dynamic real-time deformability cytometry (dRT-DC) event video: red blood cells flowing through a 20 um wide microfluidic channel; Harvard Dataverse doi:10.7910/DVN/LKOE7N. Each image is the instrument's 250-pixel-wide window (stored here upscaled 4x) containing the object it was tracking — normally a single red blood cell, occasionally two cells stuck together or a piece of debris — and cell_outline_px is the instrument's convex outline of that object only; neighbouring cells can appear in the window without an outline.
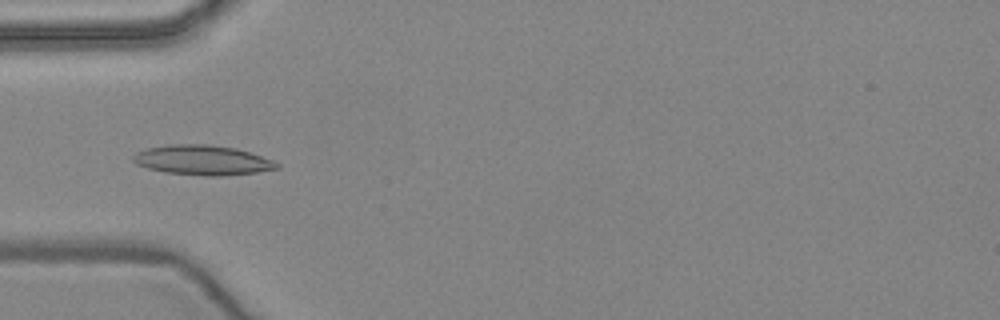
{"species": "common noctule bat (a hibernating species)", "species_latin": "Nyctalus noctula", "temperature_condition": "warm", "stored_images_in_passage": 52, "camera_frame_rate_fps": 3000, "um_per_image_px": 0.085, "animal": {"sex": "female", "body_mass_g": 24.6, "forearm_length_mm": 56.2}, "frame": {"image": 1, "passage_image": 17, "time_ms": 5.333, "image_size_px": [1000, 320], "cell_outline_px": [[280, 168], [256, 172], [220, 176], [208, 176], [164, 172], [148, 168], [136, 164], [132, 160], [132, 156], [136, 152], [148, 148], [172, 144], [208, 144], [236, 148], [272, 160], [280, 164]], "centroid_in_image_um": [17.2, 13.61], "position_along_channel_um": 67.8, "area_um2": 24.85}}
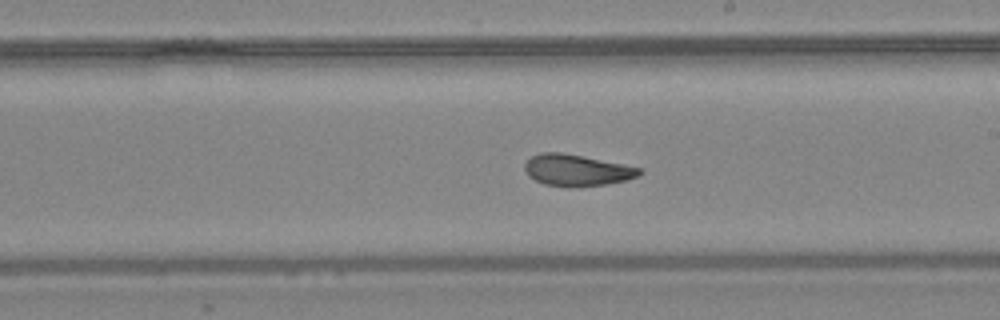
{"frame": {"image": 2, "passage_image": 30, "time_ms": 9.667, "image_size_px": [1000, 320], "cell_outline_px": [[644, 172], [636, 176], [624, 180], [604, 184], [580, 188], [568, 188], [544, 184], [528, 176], [524, 168], [524, 164], [532, 156], [540, 152], [560, 152], [624, 164], [644, 168]], "centroid_in_image_um": [49.02, 14.48], "position_along_channel_um": 240.0, "area_um2": 21.21}}
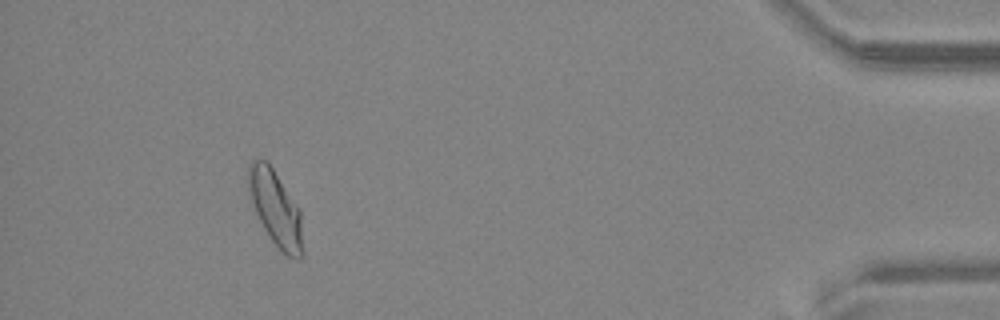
{"frame": {"image": 3, "passage_image": 48, "time_ms": 15.667, "image_size_px": [1000, 320], "cell_outline_px": [[304, 252], [300, 260], [296, 260], [288, 256], [272, 240], [264, 228], [252, 204], [248, 184], [248, 168], [252, 160], [264, 160], [272, 168], [300, 208]], "centroid_in_image_um": [23.46, 17.75], "position_along_channel_um": 411.7, "area_um2": 23.58}, "authors_computed_cell_mechanics": {"area_um2": 21.9929, "velocity_mm_per_s": 3.9616, "shape_relaxation_time_tau1_ms": 8.2598, "shape_relaxation_time_tau2_ms": 1.8945, "deformation_change_tau1": 0.2028, "deformation_change_tau2": 0.073}}